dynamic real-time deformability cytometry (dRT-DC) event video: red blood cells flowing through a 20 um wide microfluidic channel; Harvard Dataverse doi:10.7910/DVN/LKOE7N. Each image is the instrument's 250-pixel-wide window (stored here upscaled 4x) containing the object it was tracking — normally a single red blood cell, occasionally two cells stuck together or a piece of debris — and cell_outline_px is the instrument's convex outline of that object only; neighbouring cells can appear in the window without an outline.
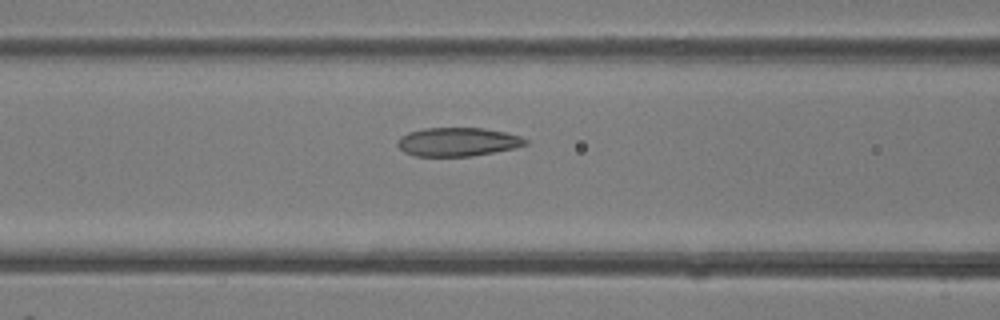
{"species": "common noctule bat (a hibernating species)", "species_latin": "Nyctalus noctula", "temperature_condition": "room temperature", "stored_images_in_passage": 40, "camera_frame_rate_fps": 3000, "um_per_image_px": 0.085, "animal": {"sex": "female"}, "frame": {"image": 1, "passage_image": 17, "time_ms": 5.333, "image_size_px": [1000, 320], "cell_outline_px": [[528, 144], [516, 148], [472, 156], [416, 156], [404, 152], [396, 144], [396, 140], [400, 136], [408, 132], [424, 128], [484, 128], [504, 132], [520, 136], [528, 140]], "centroid_in_image_um": [38.89, 12.06], "position_along_channel_um": 127.7, "area_um2": 21.5}}
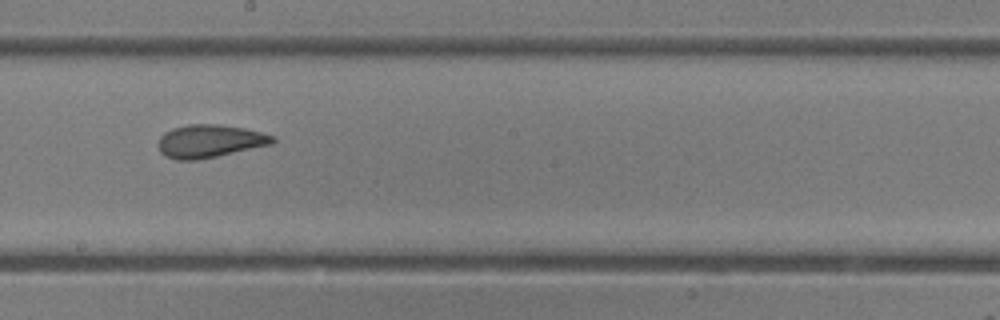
{"frame": {"image": 2, "passage_image": 23, "time_ms": 7.333, "image_size_px": [1000, 320], "cell_outline_px": [[276, 140], [272, 144], [216, 156], [196, 160], [176, 160], [164, 156], [160, 152], [156, 144], [160, 136], [164, 132], [172, 128], [188, 124], [216, 124], [244, 128], [276, 136]], "centroid_in_image_um": [17.78, 11.99], "position_along_channel_um": 230.4, "area_um2": 22.08}}
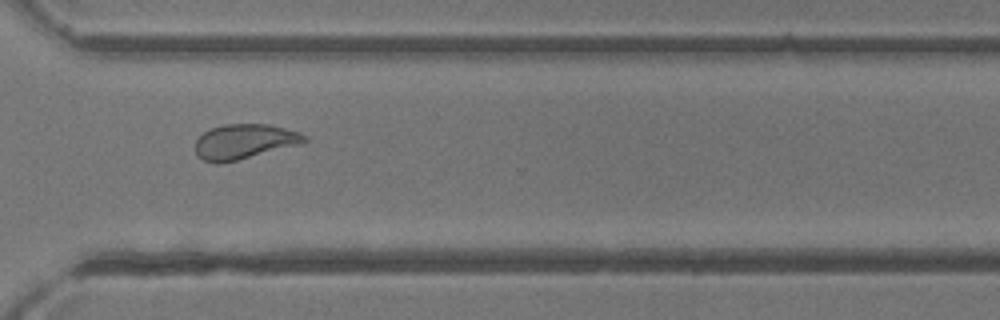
{"frame": {"image": 3, "passage_image": 30, "time_ms": 9.667, "image_size_px": [1000, 320], "cell_outline_px": [[308, 140], [300, 144], [220, 164], [216, 164], [204, 160], [196, 152], [196, 140], [204, 132], [212, 128], [224, 124], [268, 124], [300, 132], [308, 136]], "centroid_in_image_um": [20.78, 12.02], "position_along_channel_um": 349.8, "area_um2": 21.96}}